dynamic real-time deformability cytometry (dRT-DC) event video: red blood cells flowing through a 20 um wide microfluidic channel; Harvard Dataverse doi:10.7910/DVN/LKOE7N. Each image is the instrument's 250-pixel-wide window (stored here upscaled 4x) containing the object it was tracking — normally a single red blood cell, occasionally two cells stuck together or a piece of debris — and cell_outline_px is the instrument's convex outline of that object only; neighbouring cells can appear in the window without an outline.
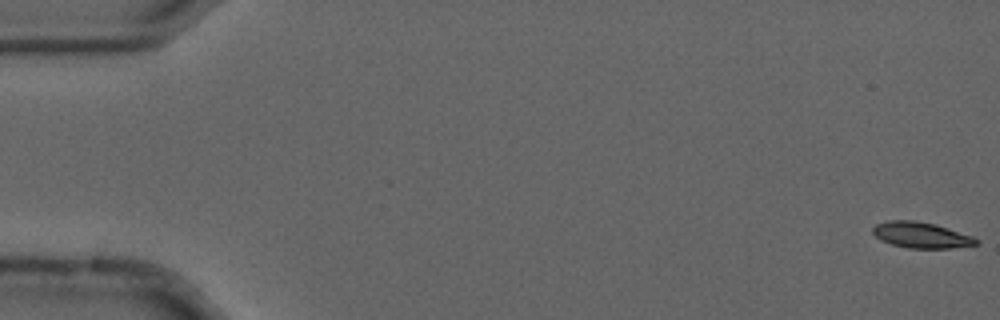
{"species": "common noctule bat (a hibernating species)", "species_latin": "Nyctalus noctula", "temperature_condition": "cold", "stored_images_in_passage": 18, "camera_frame_rate_fps": 3000, "um_per_image_px": 0.085, "animal": {"sex": "male", "forearm_length_mm": 52.5}, "frame": {"image": 1, "passage_image": 1, "time_ms": 0.0, "image_size_px": [1000, 320], "cell_outline_px": [[980, 244], [952, 248], [908, 248], [892, 244], [880, 240], [872, 232], [872, 228], [876, 224], [888, 220], [916, 220], [936, 224], [972, 236], [980, 240]], "centroid_in_image_um": [78.31, 19.97], "position_along_channel_um": 6.7, "area_um2": 15.72}}
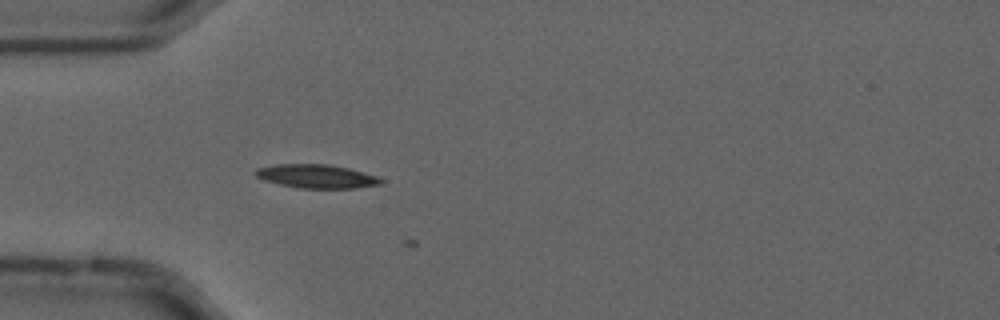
{"frame": {"image": 2, "passage_image": 17, "time_ms": 5.333, "image_size_px": [1000, 320], "cell_outline_px": [[384, 180], [380, 184], [356, 188], [300, 188], [280, 184], [264, 180], [256, 176], [256, 168], [276, 164], [328, 164], [348, 168], [376, 176]], "centroid_in_image_um": [26.9, 14.98], "position_along_channel_um": 58.1, "area_um2": 17.11}}